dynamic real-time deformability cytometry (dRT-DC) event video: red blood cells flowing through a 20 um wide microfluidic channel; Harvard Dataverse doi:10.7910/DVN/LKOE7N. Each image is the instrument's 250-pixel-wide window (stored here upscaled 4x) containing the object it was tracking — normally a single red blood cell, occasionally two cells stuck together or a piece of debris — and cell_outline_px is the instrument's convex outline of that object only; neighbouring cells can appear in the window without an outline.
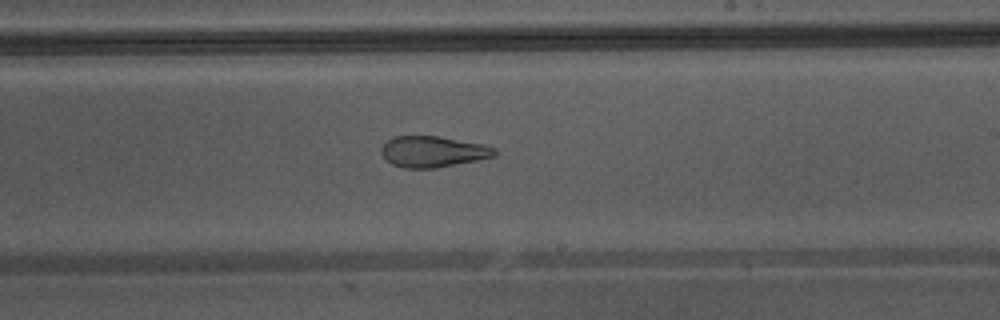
{"species": "Egyptian fruit bat (a non-hibernating species)", "species_latin": "Rousettus aegyptiacus", "temperature_condition": "warm", "stored_images_in_passage": 24, "camera_frame_rate_fps": 3000, "um_per_image_px": 0.085, "animal": {"sex": "male"}, "frame": {"image": 1, "passage_image": 14, "time_ms": 4.333, "image_size_px": [1000, 320], "cell_outline_px": [[496, 152], [492, 156], [476, 160], [436, 168], [404, 168], [392, 164], [380, 152], [380, 148], [392, 136], [436, 136], [484, 144], [496, 148]], "centroid_in_image_um": [36.77, 12.88], "position_along_channel_um": 252.2, "area_um2": 20.29}}